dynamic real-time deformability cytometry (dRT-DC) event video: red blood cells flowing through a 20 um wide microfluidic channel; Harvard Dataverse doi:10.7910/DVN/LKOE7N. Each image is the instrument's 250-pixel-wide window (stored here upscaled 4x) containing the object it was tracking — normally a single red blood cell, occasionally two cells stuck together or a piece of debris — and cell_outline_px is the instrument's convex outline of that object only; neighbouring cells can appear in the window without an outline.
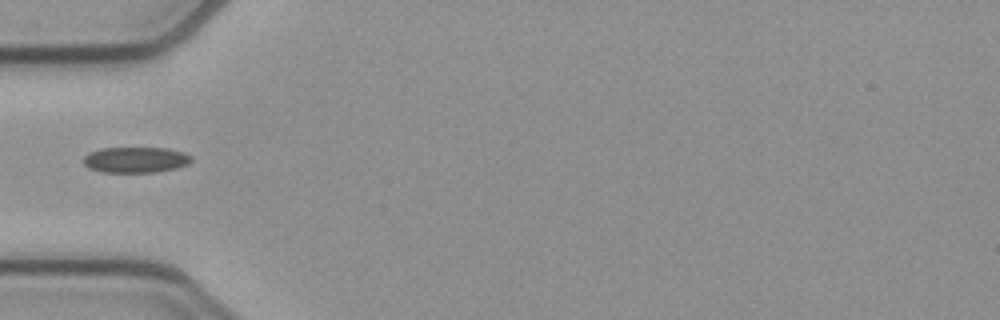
{"species": "common noctule bat (a hibernating species)", "species_latin": "Nyctalus noctula", "temperature_condition": "cold", "stored_images_in_passage": 9, "camera_frame_rate_fps": 3000, "um_per_image_px": 0.085, "animal": {"sex": "female", "body_mass_g": 21.9}, "frame": {"image": 1, "passage_image": 1, "time_ms": 0.0, "image_size_px": [1000, 320], "cell_outline_px": [[192, 160], [188, 164], [176, 168], [156, 172], [100, 172], [88, 168], [84, 164], [84, 156], [100, 148], [168, 148], [184, 152], [192, 156]], "centroid_in_image_um": [11.55, 13.58], "position_along_channel_um": 73.5, "area_um2": 16.24}}
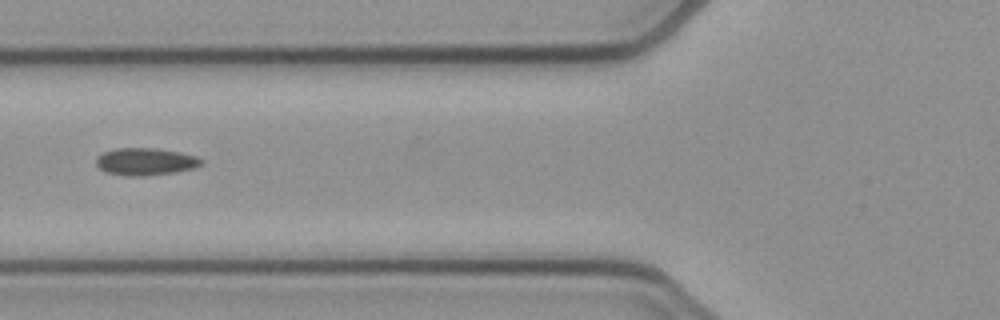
{"frame": {"image": 2, "passage_image": 4, "time_ms": 1.0, "image_size_px": [1000, 320], "cell_outline_px": [[200, 164], [196, 168], [176, 172], [148, 176], [124, 176], [104, 172], [96, 164], [96, 156], [104, 152], [116, 148], [156, 148], [180, 152], [196, 156], [200, 160]], "centroid_in_image_um": [12.33, 13.75], "position_along_channel_um": 113.5, "area_um2": 16.88}}
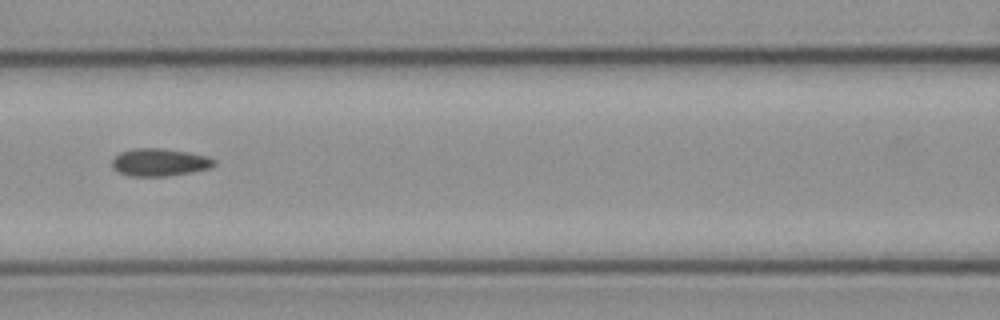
{"frame": {"image": 3, "passage_image": 7, "time_ms": 2.0, "image_size_px": [1000, 320], "cell_outline_px": [[216, 164], [212, 168], [168, 176], [128, 176], [112, 168], [112, 160], [120, 152], [136, 148], [160, 148], [188, 152], [208, 156], [216, 160]], "centroid_in_image_um": [13.59, 13.8], "position_along_channel_um": 153.0, "area_um2": 16.47}}